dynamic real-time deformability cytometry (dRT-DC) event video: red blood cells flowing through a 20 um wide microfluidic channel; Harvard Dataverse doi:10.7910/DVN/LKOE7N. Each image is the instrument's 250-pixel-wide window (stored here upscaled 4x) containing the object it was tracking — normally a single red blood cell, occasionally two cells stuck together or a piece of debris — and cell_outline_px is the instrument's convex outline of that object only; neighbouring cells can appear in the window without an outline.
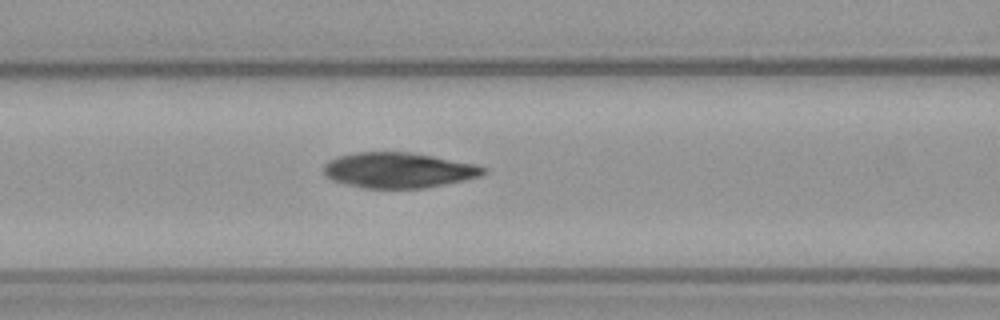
{"species": "common noctule bat (a hibernating species)", "species_latin": "Nyctalus noctula", "temperature_condition": "warm", "stored_images_in_passage": 39, "camera_frame_rate_fps": 3000, "um_per_image_px": 0.085, "animal": {"sex": "female", "body_mass_g": 21.9}, "frame": {"image": 1, "passage_image": 9, "time_ms": 2.667, "image_size_px": [1000, 320], "cell_outline_px": [[488, 172], [480, 176], [464, 180], [424, 188], [364, 188], [332, 180], [324, 176], [324, 164], [328, 160], [340, 156], [356, 152], [412, 152], [476, 164], [488, 168]], "centroid_in_image_um": [33.89, 14.46], "position_along_channel_um": 132.7, "area_um2": 33.0}}
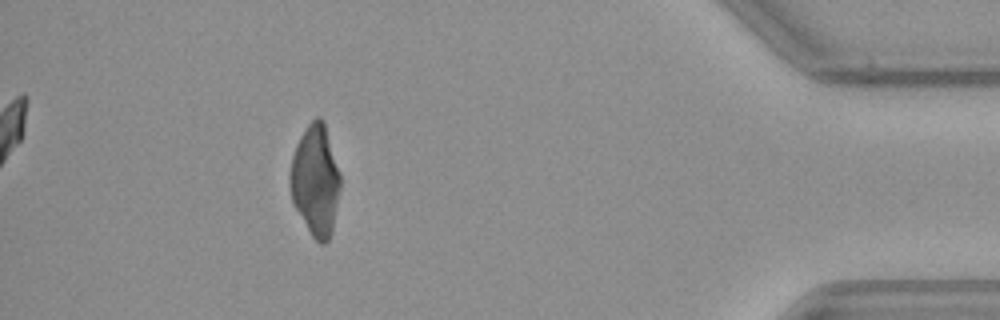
{"frame": {"image": 2, "passage_image": 34, "time_ms": 11.0, "image_size_px": [1000, 320], "cell_outline_px": [[340, 192], [332, 232], [328, 240], [324, 244], [320, 244], [312, 236], [296, 208], [292, 200], [292, 156], [296, 144], [300, 136], [308, 124], [316, 116], [320, 116], [324, 124], [340, 172]], "centroid_in_image_um": [26.85, 15.35], "position_along_channel_um": 408.3, "area_um2": 31.79}}